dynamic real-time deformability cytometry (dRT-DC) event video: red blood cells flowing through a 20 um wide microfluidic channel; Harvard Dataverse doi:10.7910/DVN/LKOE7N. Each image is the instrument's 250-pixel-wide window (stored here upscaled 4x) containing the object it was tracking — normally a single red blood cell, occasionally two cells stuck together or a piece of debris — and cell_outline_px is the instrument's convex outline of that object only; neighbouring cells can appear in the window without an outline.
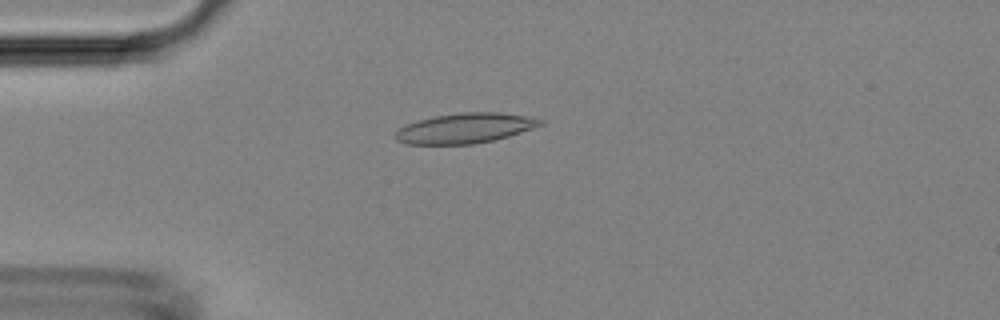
{"species": "Egyptian fruit bat (a non-hibernating species)", "species_latin": "Rousettus aegyptiacus", "temperature_condition": "room temperature", "stored_images_in_passage": 47, "camera_frame_rate_fps": 3000, "um_per_image_px": 0.085, "animal": {"sex": "female"}, "frame": {"image": 1, "passage_image": 12, "time_ms": 3.667, "image_size_px": [1000, 320], "cell_outline_px": [[544, 124], [508, 136], [492, 140], [472, 144], [408, 144], [396, 140], [392, 136], [396, 128], [404, 124], [436, 116], [460, 112], [500, 112], [524, 116], [544, 120]], "centroid_in_image_um": [39.45, 10.89], "position_along_channel_um": 45.5, "area_um2": 25.37}}
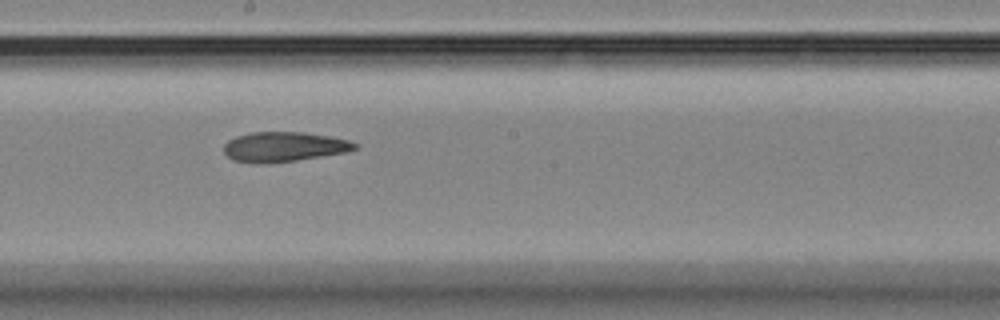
{"frame": {"image": 2, "passage_image": 26, "time_ms": 8.333, "image_size_px": [1000, 320], "cell_outline_px": [[360, 148], [348, 152], [296, 160], [268, 164], [252, 164], [232, 160], [224, 152], [224, 144], [228, 140], [236, 136], [252, 132], [304, 132], [332, 136], [348, 140], [360, 144]], "centroid_in_image_um": [24.16, 12.48], "position_along_channel_um": 224.0, "area_um2": 23.24}}
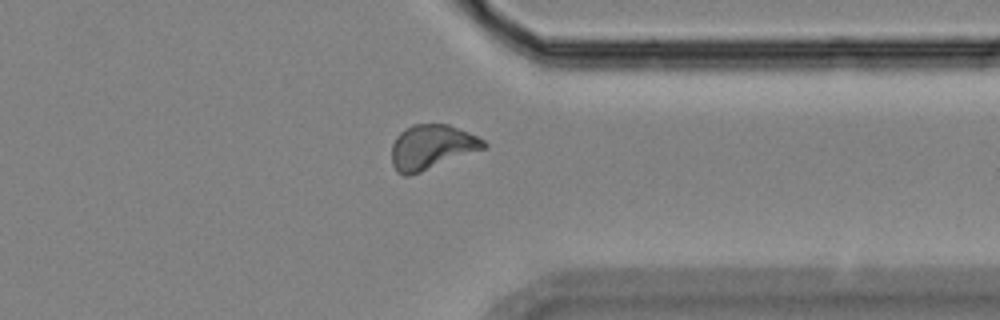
{"frame": {"image": 3, "passage_image": 37, "time_ms": 12.0, "image_size_px": [1000, 320], "cell_outline_px": [[488, 148], [420, 172], [408, 176], [404, 176], [396, 172], [392, 164], [392, 144], [396, 136], [404, 128], [412, 124], [448, 124], [468, 132], [484, 140], [488, 144]], "centroid_in_image_um": [36.69, 12.5], "position_along_channel_um": 374.7, "area_um2": 24.16}}